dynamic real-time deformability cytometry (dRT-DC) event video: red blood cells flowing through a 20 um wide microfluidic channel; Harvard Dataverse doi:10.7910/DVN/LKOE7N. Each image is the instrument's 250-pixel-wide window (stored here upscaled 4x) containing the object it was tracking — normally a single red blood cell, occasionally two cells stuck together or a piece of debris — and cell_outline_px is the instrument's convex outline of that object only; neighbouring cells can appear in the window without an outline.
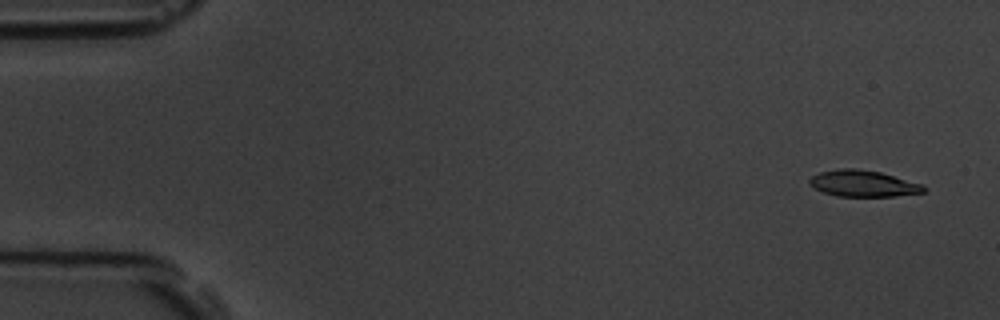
{"species": "common noctule bat (a hibernating species)", "species_latin": "Nyctalus noctula", "temperature_condition": "room temperature", "stored_images_in_passage": 6, "camera_frame_rate_fps": 3000, "um_per_image_px": 0.085, "animal": {"sex": "male", "body_mass_g": 19.5, "forearm_length_mm": 54.6}, "frame": {"image": 1, "passage_image": 1, "time_ms": 0.0, "image_size_px": [1000, 320], "cell_outline_px": [[924, 192], [896, 196], [836, 196], [824, 192], [808, 184], [808, 180], [812, 176], [820, 172], [840, 168], [856, 168], [880, 172], [924, 184]], "centroid_in_image_um": [73.36, 15.59], "position_along_channel_um": 11.6, "area_um2": 17.51}}
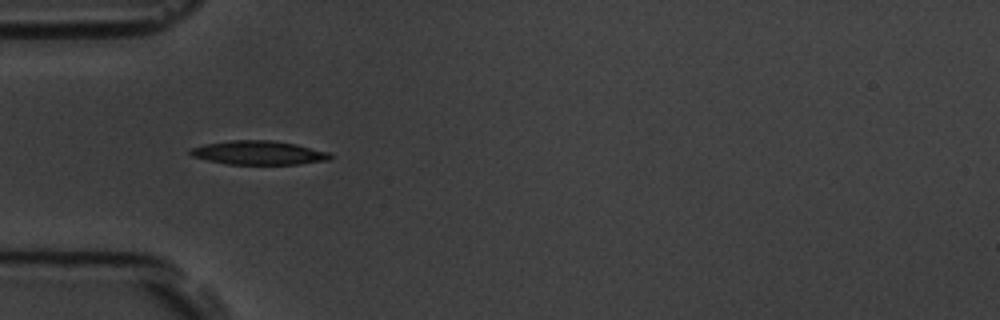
{"frame": {"image": 2, "passage_image": 5, "time_ms": 4.667, "image_size_px": [1000, 320], "cell_outline_px": [[332, 156], [328, 160], [300, 164], [228, 164], [208, 160], [192, 156], [188, 152], [188, 148], [204, 144], [232, 140], [272, 140], [296, 144], [328, 152]], "centroid_in_image_um": [21.94, 12.98], "position_along_channel_um": 63.1, "area_um2": 19.42}}
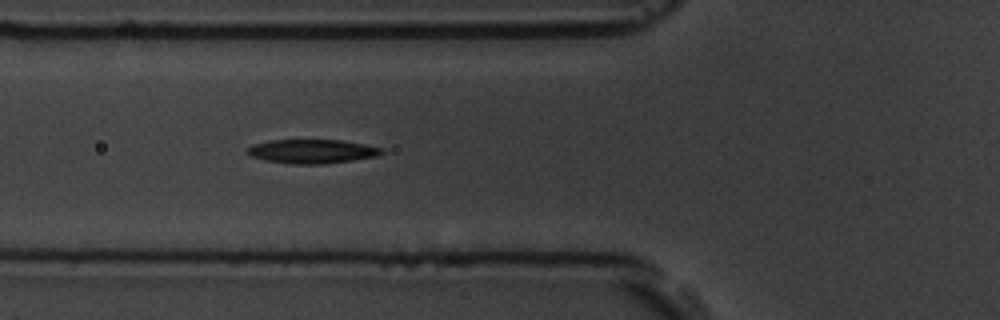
{"frame": {"image": 3, "passage_image": 6, "time_ms": 5.667, "image_size_px": [1000, 320], "cell_outline_px": [[384, 152], [376, 156], [352, 160], [320, 164], [292, 164], [264, 160], [252, 156], [244, 152], [252, 144], [268, 140], [340, 140], [364, 144], [380, 148]], "centroid_in_image_um": [26.46, 12.86], "position_along_channel_um": 99.3, "area_um2": 18.67}}